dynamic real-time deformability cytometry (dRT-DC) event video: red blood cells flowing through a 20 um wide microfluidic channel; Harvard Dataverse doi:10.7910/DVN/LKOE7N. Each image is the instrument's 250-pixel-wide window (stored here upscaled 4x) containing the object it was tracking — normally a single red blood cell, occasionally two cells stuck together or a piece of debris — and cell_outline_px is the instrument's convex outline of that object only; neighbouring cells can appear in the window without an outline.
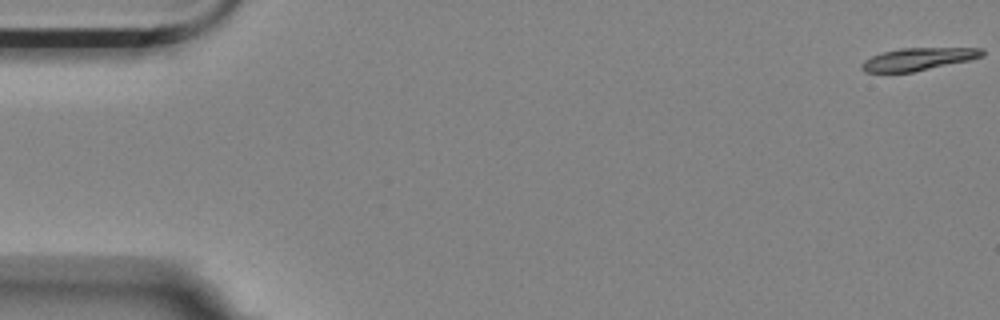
{"species": "Egyptian fruit bat (a non-hibernating species)", "species_latin": "Rousettus aegyptiacus", "temperature_condition": "room temperature", "stored_images_in_passage": 16, "camera_frame_rate_fps": 3000, "um_per_image_px": 0.085, "animal": {"sex": "female"}, "frame": {"image": 1, "passage_image": 1, "time_ms": 0.0, "image_size_px": [1000, 320], "cell_outline_px": [[984, 56], [972, 60], [912, 72], [864, 72], [860, 68], [860, 64], [864, 60], [872, 56], [884, 52], [900, 48], [984, 48]], "centroid_in_image_um": [78.07, 5.02], "position_along_channel_um": 6.9, "area_um2": 15.9}}
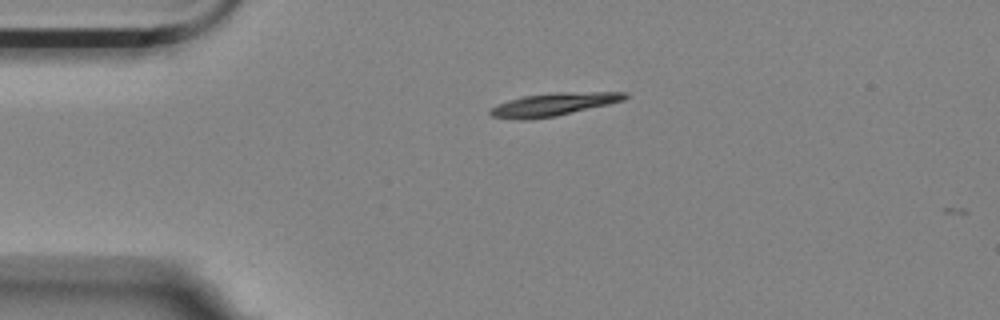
{"frame": {"image": 2, "passage_image": 13, "time_ms": 4.0, "image_size_px": [1000, 320], "cell_outline_px": [[628, 96], [624, 100], [608, 104], [556, 116], [524, 120], [516, 120], [492, 116], [488, 112], [496, 104], [508, 100], [524, 96], [556, 92], [628, 92]], "centroid_in_image_um": [47.02, 8.87], "position_along_channel_um": 38.0, "area_um2": 17.92}}